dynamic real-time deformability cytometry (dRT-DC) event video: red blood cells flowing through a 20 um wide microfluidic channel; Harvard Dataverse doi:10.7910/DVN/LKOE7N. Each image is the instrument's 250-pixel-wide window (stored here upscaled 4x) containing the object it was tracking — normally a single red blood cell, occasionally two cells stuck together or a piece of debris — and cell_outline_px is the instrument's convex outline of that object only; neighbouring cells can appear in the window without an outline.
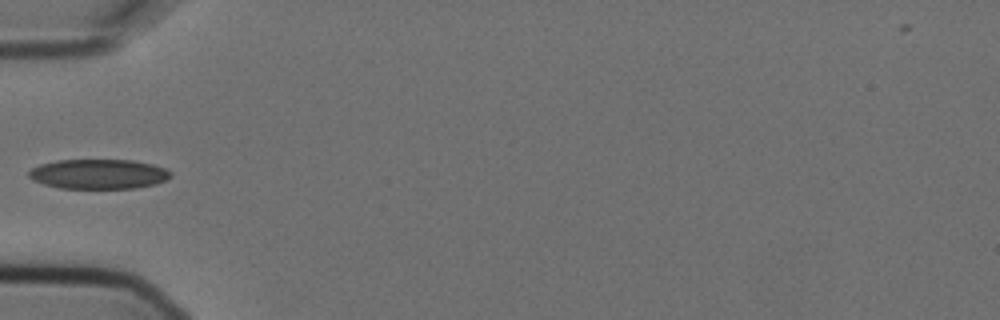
{"species": "Egyptian fruit bat (a non-hibernating species)", "species_latin": "Rousettus aegyptiacus", "temperature_condition": "cold", "stored_images_in_passage": 10, "camera_frame_rate_fps": 3000, "um_per_image_px": 0.085, "animal": {"sex": "female"}, "frame": {"image": 1, "passage_image": 5, "time_ms": 1.333, "image_size_px": [1000, 320], "cell_outline_px": [[172, 176], [156, 184], [136, 188], [60, 188], [44, 184], [32, 180], [28, 176], [28, 172], [32, 168], [40, 164], [56, 160], [132, 160], [152, 164], [164, 168], [172, 172]], "centroid_in_image_um": [8.37, 14.79], "position_along_channel_um": 76.6, "area_um2": 24.62}}
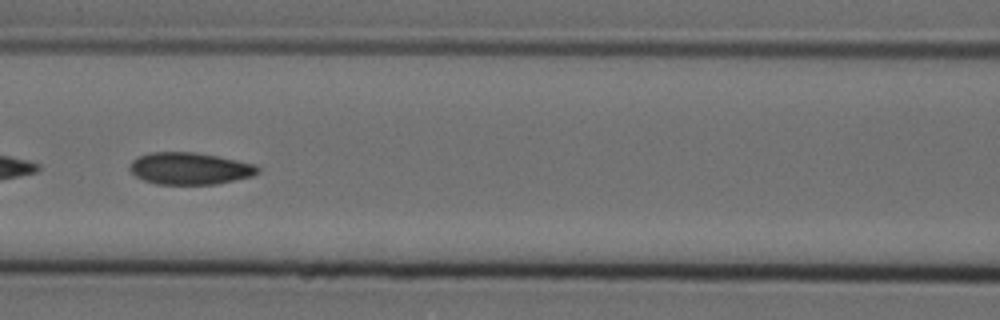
{"frame": {"image": 2, "passage_image": 7, "time_ms": 2.0, "image_size_px": [1000, 320], "cell_outline_px": [[260, 172], [252, 176], [216, 184], [156, 184], [144, 180], [136, 176], [128, 168], [128, 164], [132, 160], [140, 156], [152, 152], [196, 152], [256, 164], [260, 168]], "centroid_in_image_um": [16.13, 14.32], "position_along_channel_um": 150.5, "area_um2": 23.87}}
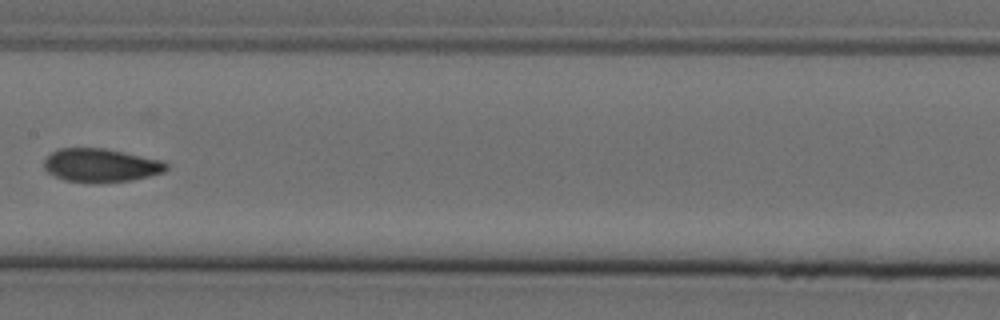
{"frame": {"image": 3, "passage_image": 8, "time_ms": 2.333, "image_size_px": [1000, 320], "cell_outline_px": [[168, 168], [164, 172], [132, 180], [100, 184], [96, 184], [64, 180], [48, 172], [44, 168], [44, 160], [52, 152], [60, 148], [104, 148], [164, 160], [168, 164]], "centroid_in_image_um": [8.6, 14.06], "position_along_channel_um": 198.8, "area_um2": 24.16}}